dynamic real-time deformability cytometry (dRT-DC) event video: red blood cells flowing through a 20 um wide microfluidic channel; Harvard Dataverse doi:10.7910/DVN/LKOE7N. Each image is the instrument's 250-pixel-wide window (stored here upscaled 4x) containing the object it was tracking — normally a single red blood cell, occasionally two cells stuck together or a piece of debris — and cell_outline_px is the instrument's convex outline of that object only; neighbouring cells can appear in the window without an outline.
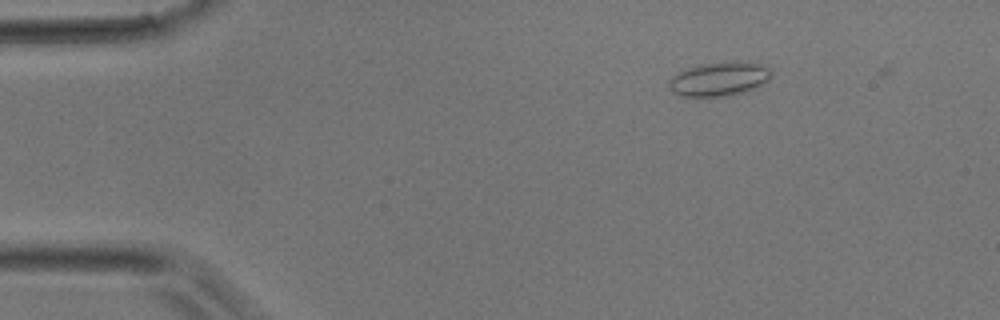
{"species": "common noctule bat (a hibernating species)", "species_latin": "Nyctalus noctula", "temperature_condition": "room temperature", "stored_images_in_passage": 4, "camera_frame_rate_fps": 3000, "um_per_image_px": 0.085, "animal": {"sex": "male", "body_mass_g": 17.9}, "frame": {"image": 1, "passage_image": 2, "time_ms": 1.333, "image_size_px": [1000, 320], "cell_outline_px": [[772, 76], [764, 84], [756, 88], [744, 92], [728, 96], [680, 96], [672, 92], [668, 88], [668, 80], [672, 76], [688, 68], [704, 64], [732, 60], [740, 60], [768, 64], [772, 72]], "centroid_in_image_um": [61.2, 6.69], "position_along_channel_um": 23.8, "area_um2": 20.87}}